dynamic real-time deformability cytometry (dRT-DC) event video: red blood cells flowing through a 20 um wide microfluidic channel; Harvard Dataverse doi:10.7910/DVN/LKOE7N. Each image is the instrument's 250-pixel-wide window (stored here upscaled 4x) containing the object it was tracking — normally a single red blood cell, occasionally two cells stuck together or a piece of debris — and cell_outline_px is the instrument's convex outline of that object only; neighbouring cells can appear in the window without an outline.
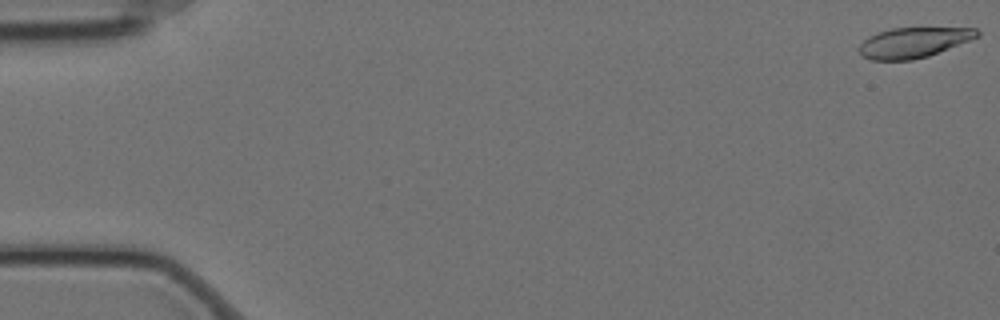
{"species": "Egyptian fruit bat (a non-hibernating species)", "species_latin": "Rousettus aegyptiacus", "temperature_condition": "cold", "stored_images_in_passage": 10, "camera_frame_rate_fps": 3000, "um_per_image_px": 0.085, "animal": {"sex": "female"}, "frame": {"image": 1, "passage_image": 1, "time_ms": 0.0, "image_size_px": [1000, 320], "cell_outline_px": [[980, 36], [928, 56], [912, 60], [872, 60], [864, 56], [860, 52], [860, 44], [868, 36], [876, 32], [892, 28], [976, 28], [980, 32]], "centroid_in_image_um": [77.65, 3.6], "position_along_channel_um": 7.4, "area_um2": 20.63}}